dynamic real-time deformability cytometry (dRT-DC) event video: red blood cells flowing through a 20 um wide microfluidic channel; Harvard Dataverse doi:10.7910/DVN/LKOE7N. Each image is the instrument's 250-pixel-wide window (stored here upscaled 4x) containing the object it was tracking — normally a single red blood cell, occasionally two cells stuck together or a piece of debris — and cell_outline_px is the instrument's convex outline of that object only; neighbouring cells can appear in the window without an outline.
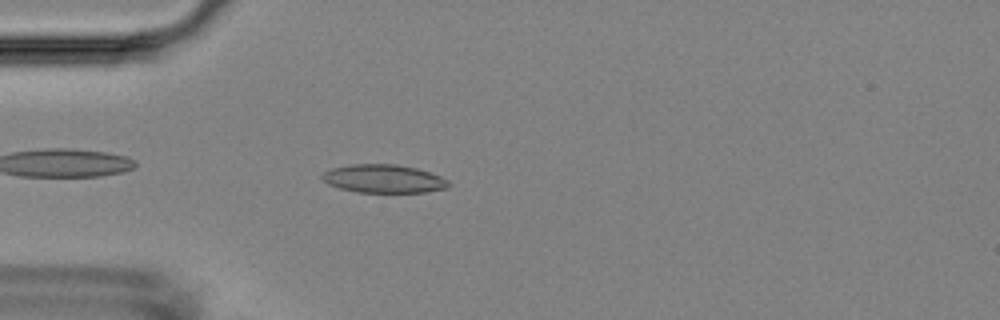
{"species": "Egyptian fruit bat (a non-hibernating species)", "species_latin": "Rousettus aegyptiacus", "temperature_condition": "room temperature", "stored_images_in_passage": 3, "camera_frame_rate_fps": 3000, "um_per_image_px": 0.085, "animal": {"sex": "female"}, "frame": {"image": 1, "passage_image": 3, "time_ms": 3.333, "image_size_px": [1000, 320], "cell_outline_px": [[452, 184], [448, 188], [428, 192], [356, 192], [340, 188], [328, 184], [320, 176], [324, 172], [332, 168], [352, 164], [396, 164], [416, 168], [440, 176], [448, 180]], "centroid_in_image_um": [32.64, 15.19], "position_along_channel_um": 52.4, "area_um2": 20.87}}